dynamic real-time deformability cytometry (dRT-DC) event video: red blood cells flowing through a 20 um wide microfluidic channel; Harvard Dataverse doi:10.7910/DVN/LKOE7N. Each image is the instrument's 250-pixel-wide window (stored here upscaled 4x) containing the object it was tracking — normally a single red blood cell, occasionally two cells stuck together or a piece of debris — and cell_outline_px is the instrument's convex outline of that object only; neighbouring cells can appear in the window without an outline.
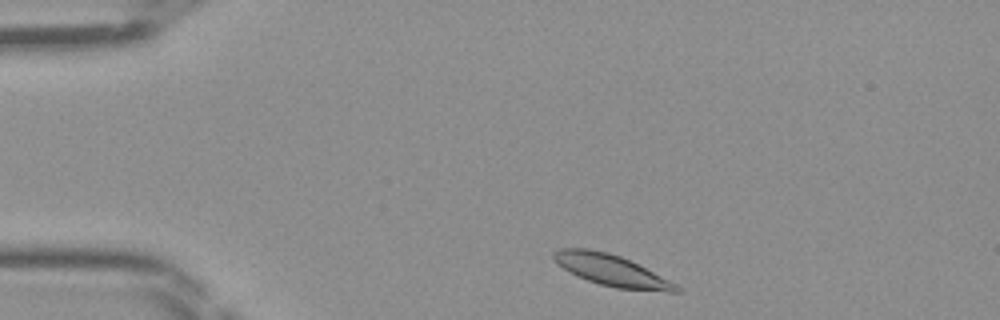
{"species": "Egyptian fruit bat (a non-hibernating species)", "species_latin": "Rousettus aegyptiacus", "temperature_condition": "room temperature", "stored_images_in_passage": 39, "camera_frame_rate_fps": 3000, "um_per_image_px": 0.085, "frame": {"image": 1, "passage_image": 1, "time_ms": 0.0, "image_size_px": [1000, 320], "cell_outline_px": [[684, 292], [668, 292], [616, 288], [600, 284], [588, 280], [564, 268], [552, 256], [552, 252], [560, 248], [588, 248], [608, 252], [620, 256], [684, 288]], "centroid_in_image_um": [52.01, 22.98], "position_along_channel_um": 33.0, "area_um2": 21.91}}
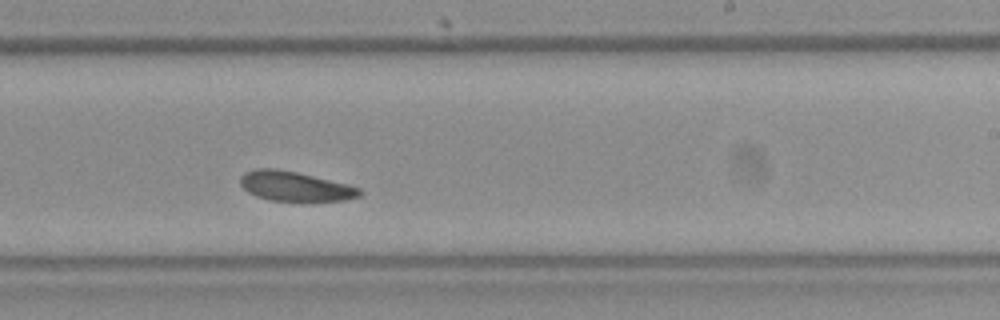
{"frame": {"image": 2, "passage_image": 21, "time_ms": 6.667, "image_size_px": [1000, 320], "cell_outline_px": [[364, 192], [360, 196], [344, 200], [268, 200], [256, 196], [248, 192], [240, 184], [240, 176], [244, 172], [256, 168], [276, 168], [296, 172], [348, 184], [360, 188]], "centroid_in_image_um": [25.05, 15.82], "position_along_channel_um": 263.9, "area_um2": 20.46}}
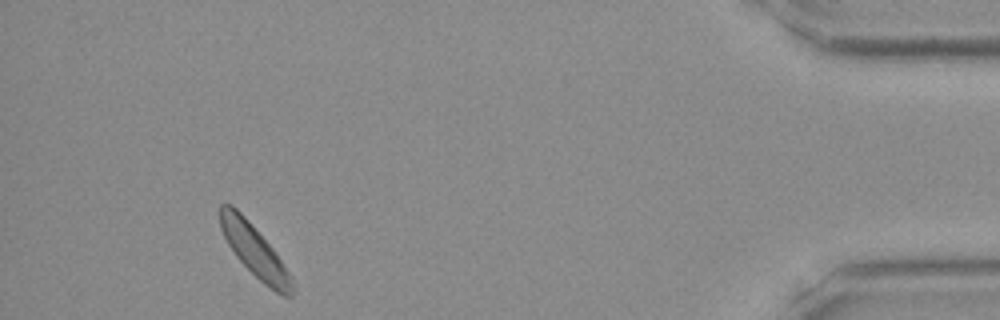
{"frame": {"image": 3, "passage_image": 36, "time_ms": 11.667, "image_size_px": [1000, 320], "cell_outline_px": [[296, 292], [292, 296], [284, 296], [276, 292], [264, 284], [236, 256], [228, 244], [220, 228], [220, 204], [232, 204], [248, 220], [272, 248], [292, 276], [296, 288]], "centroid_in_image_um": [21.68, 21.36], "position_along_channel_um": 413.5, "area_um2": 21.5}}